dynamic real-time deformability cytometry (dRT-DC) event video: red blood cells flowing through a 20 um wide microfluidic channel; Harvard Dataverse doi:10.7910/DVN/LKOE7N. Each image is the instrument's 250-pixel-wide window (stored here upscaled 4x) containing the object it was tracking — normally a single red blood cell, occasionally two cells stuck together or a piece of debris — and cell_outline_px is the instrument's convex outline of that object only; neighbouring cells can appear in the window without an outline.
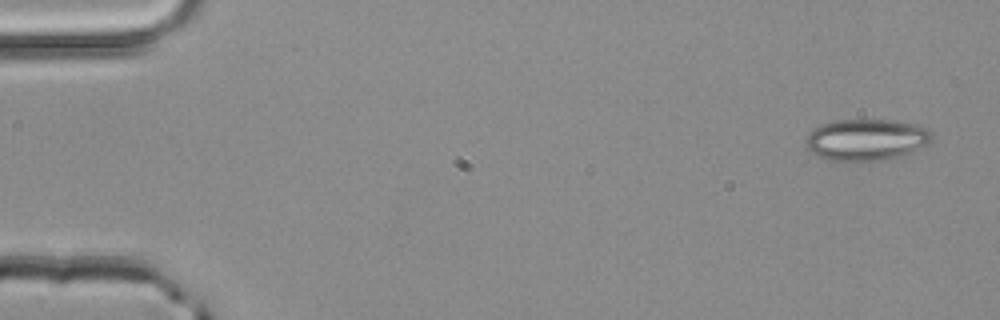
{"species": "common noctule bat (a hibernating species)", "species_latin": "Nyctalus noctula", "temperature_condition": "room temperature", "stored_images_in_passage": 3, "camera_frame_rate_fps": 3000, "um_per_image_px": 0.085, "animal": {"sex": "male", "body_mass_g": 20.4}, "frame": {"image": 1, "passage_image": 1, "time_ms": 0.0, "image_size_px": [1000, 320], "cell_outline_px": [[932, 140], [928, 144], [912, 152], [900, 156], [884, 160], [828, 160], [812, 152], [804, 144], [804, 140], [808, 132], [832, 120], [896, 120], [920, 124], [928, 128], [932, 132]], "centroid_in_image_um": [73.68, 11.85], "position_along_channel_um": 11.3, "area_um2": 30.69}}